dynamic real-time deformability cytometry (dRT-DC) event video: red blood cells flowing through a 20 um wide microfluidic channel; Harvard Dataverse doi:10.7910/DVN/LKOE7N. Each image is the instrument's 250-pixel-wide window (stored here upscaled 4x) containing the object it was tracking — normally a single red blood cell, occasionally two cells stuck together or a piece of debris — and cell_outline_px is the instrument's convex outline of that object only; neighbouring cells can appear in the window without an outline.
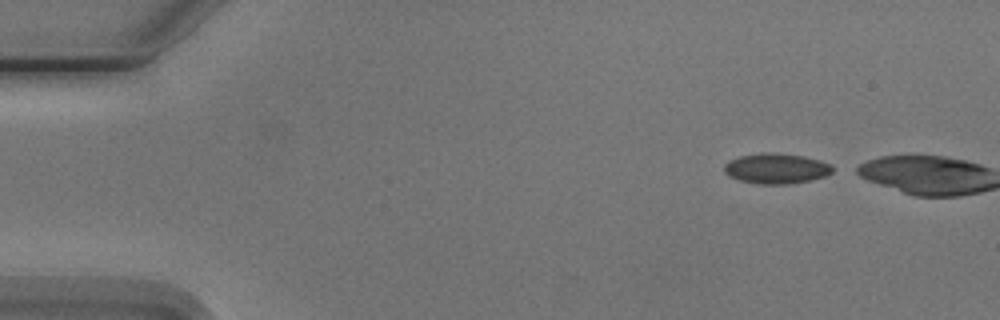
{"species": "Egyptian fruit bat (a non-hibernating species)", "species_latin": "Rousettus aegyptiacus", "temperature_condition": "cold", "stored_images_in_passage": 2, "camera_frame_rate_fps": 3000, "um_per_image_px": 0.085, "animal": {"sex": "male"}, "frame": {"image": 1, "passage_image": 1, "time_ms": 0.0, "image_size_px": [1000, 320], "cell_outline_px": [[832, 172], [824, 176], [812, 180], [788, 184], [756, 184], [740, 180], [728, 176], [724, 172], [724, 164], [728, 160], [740, 156], [764, 152], [772, 152], [804, 156], [820, 160], [832, 164]], "centroid_in_image_um": [65.96, 14.32], "position_along_channel_um": 19.0, "area_um2": 19.31}}